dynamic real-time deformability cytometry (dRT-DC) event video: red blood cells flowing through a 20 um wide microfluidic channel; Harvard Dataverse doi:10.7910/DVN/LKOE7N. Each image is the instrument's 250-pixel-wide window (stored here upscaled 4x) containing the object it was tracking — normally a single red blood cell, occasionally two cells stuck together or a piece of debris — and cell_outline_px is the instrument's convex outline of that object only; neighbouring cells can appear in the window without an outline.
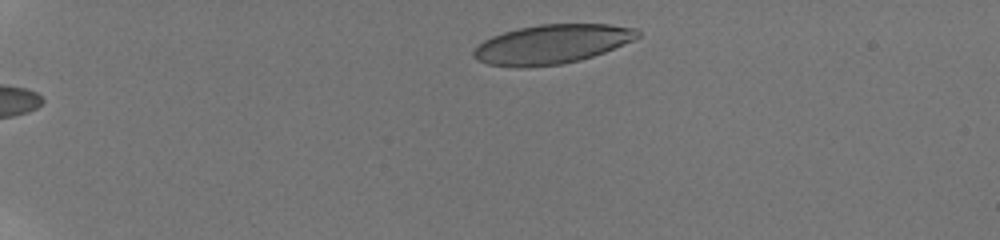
{"species": "human", "species_latin": "Homo sapiens", "temperature_condition": "room temperature", "stored_images_in_passage": 37, "camera_frame_rate_fps": 3000, "um_per_image_px": 0.085, "donor": {"sex": "male"}, "frame": {"image": 1, "passage_image": 1, "time_ms": 0.0, "image_size_px": [1000, 240], "cell_outline_px": [[640, 36], [632, 40], [604, 52], [580, 60], [560, 64], [520, 68], [488, 64], [472, 56], [472, 52], [476, 44], [492, 36], [504, 32], [520, 28], [540, 24], [608, 24], [636, 28], [640, 32]], "centroid_in_image_um": [46.88, 3.75], "position_along_channel_um": 38.1, "area_um2": 37.34}}
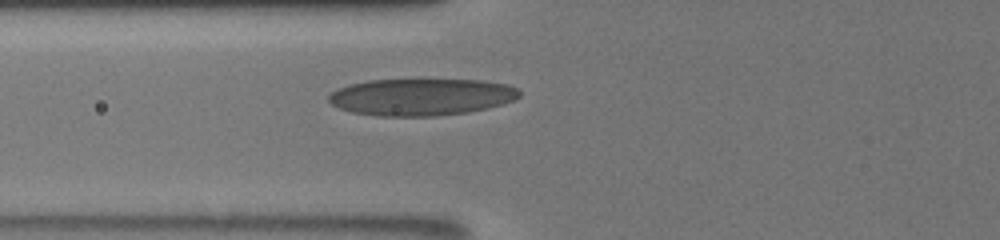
{"frame": {"image": 2, "passage_image": 21, "time_ms": 3.667, "image_size_px": [1000, 240], "cell_outline_px": [[520, 96], [516, 100], [504, 104], [488, 108], [468, 112], [436, 116], [380, 116], [352, 112], [340, 108], [332, 104], [328, 100], [328, 96], [332, 92], [348, 84], [368, 80], [484, 80], [508, 84], [520, 88]], "centroid_in_image_um": [35.87, 8.24], "position_along_channel_um": 89.9, "area_um2": 41.33}}
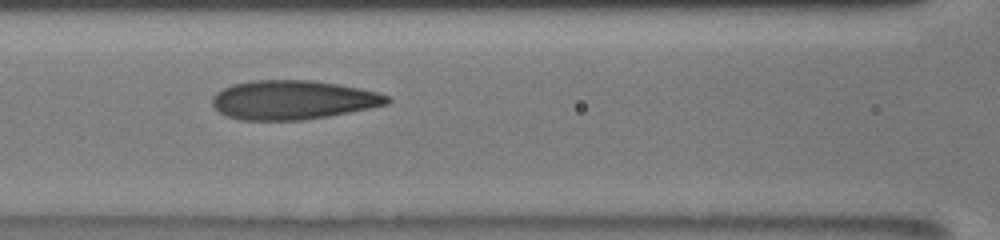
{"frame": {"image": 3, "passage_image": 29, "time_ms": 5.0, "image_size_px": [1000, 240], "cell_outline_px": [[392, 100], [388, 104], [328, 116], [304, 120], [240, 120], [228, 116], [220, 112], [212, 104], [212, 96], [216, 92], [232, 84], [252, 80], [312, 80], [360, 88], [376, 92], [388, 96]], "centroid_in_image_um": [24.87, 8.49], "position_along_channel_um": 141.7, "area_um2": 39.71}}